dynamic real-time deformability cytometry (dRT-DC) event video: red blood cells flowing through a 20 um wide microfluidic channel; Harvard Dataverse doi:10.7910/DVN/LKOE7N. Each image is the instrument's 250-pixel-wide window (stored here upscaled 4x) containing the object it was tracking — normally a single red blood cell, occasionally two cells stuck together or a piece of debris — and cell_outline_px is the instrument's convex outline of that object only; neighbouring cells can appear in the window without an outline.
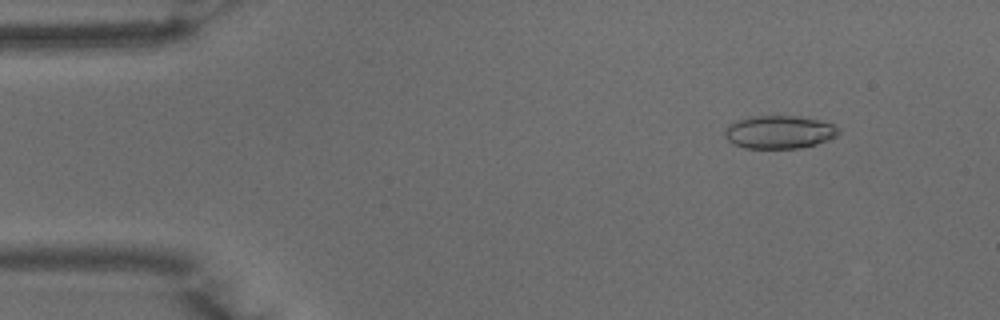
{"species": "common noctule bat (a hibernating species)", "species_latin": "Nyctalus noctula", "temperature_condition": "warm", "stored_images_in_passage": 50, "camera_frame_rate_fps": 3000, "um_per_image_px": 0.085, "animal": {"sex": "male", "body_mass_g": 15.6}, "frame": {"image": 1, "passage_image": 6, "time_ms": 1.667, "image_size_px": [1000, 320], "cell_outline_px": [[840, 132], [836, 136], [828, 140], [816, 144], [796, 148], [744, 148], [732, 144], [724, 136], [724, 132], [736, 120], [748, 116], [796, 116], [820, 120], [832, 124], [840, 128]], "centroid_in_image_um": [66.24, 11.22], "position_along_channel_um": 18.8, "area_um2": 21.91}}
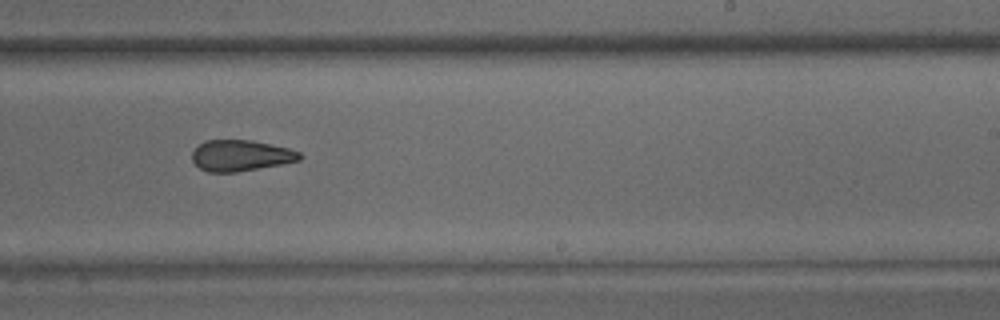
{"frame": {"image": 2, "passage_image": 31, "time_ms": 10.0, "image_size_px": [1000, 320], "cell_outline_px": [[304, 156], [300, 160], [280, 164], [236, 172], [208, 172], [200, 168], [192, 160], [192, 152], [204, 140], [252, 140], [288, 148], [300, 152]], "centroid_in_image_um": [20.46, 13.22], "position_along_channel_um": 268.5, "area_um2": 19.36}}
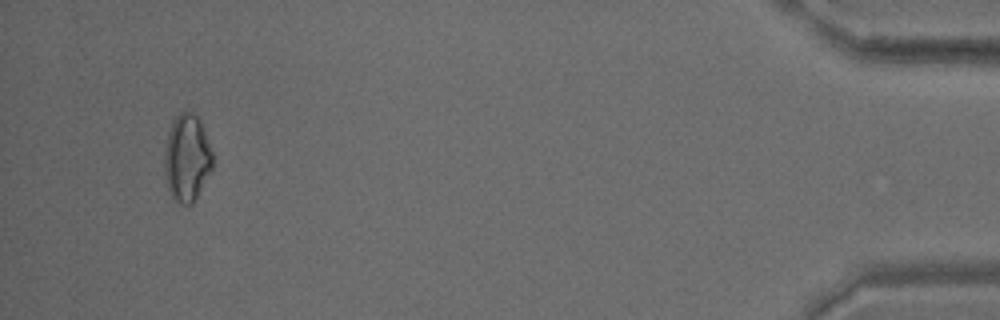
{"frame": {"image": 3, "passage_image": 48, "time_ms": 15.667, "image_size_px": [1000, 320], "cell_outline_px": [[212, 168], [192, 204], [180, 204], [172, 196], [168, 188], [164, 176], [164, 152], [168, 132], [172, 120], [180, 112], [192, 112], [200, 120], [212, 152]], "centroid_in_image_um": [15.86, 13.41], "position_along_channel_um": 419.3, "area_um2": 24.28}, "authors_computed_cell_mechanics": {"area_um2": 21.2415, "velocity_mm_per_s": 4.0114, "shape_relaxation_time_tau1_ms": null, "shape_relaxation_time_tau2_ms": 3.4326, "deformation_change_tau1": null, "deformation_change_tau2": 0.1012}}